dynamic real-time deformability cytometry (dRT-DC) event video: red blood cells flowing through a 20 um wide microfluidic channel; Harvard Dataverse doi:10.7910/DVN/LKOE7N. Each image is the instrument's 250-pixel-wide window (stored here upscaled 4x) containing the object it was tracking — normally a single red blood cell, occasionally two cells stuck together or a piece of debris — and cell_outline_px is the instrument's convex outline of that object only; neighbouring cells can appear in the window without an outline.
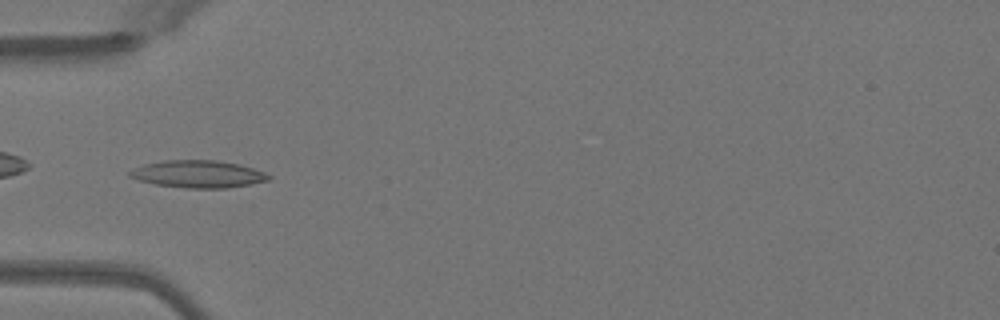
{"species": "Egyptian fruit bat (a non-hibernating species)", "species_latin": "Rousettus aegyptiacus", "temperature_condition": "warm", "stored_images_in_passage": 32, "camera_frame_rate_fps": 3000, "um_per_image_px": 0.085, "animal": {"sex": "female"}, "frame": {"image": 1, "passage_image": 1, "time_ms": 0.0, "image_size_px": [1000, 320], "cell_outline_px": [[272, 176], [268, 180], [252, 184], [228, 188], [188, 188], [156, 184], [140, 180], [128, 176], [128, 172], [144, 164], [164, 160], [216, 160], [240, 164], [264, 172]], "centroid_in_image_um": [16.87, 14.79], "position_along_channel_um": 68.1, "area_um2": 22.02}}
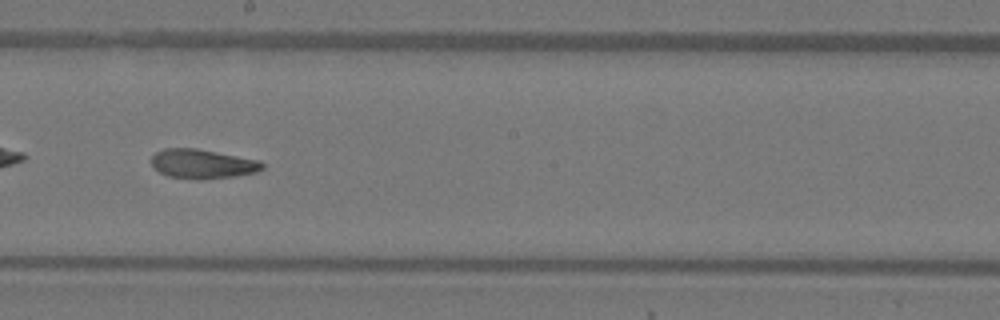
{"frame": {"image": 2, "passage_image": 13, "time_ms": 4.0, "image_size_px": [1000, 320], "cell_outline_px": [[264, 168], [256, 172], [236, 176], [200, 180], [196, 180], [168, 176], [160, 172], [152, 164], [152, 156], [156, 152], [164, 148], [196, 148], [260, 160], [264, 164]], "centroid_in_image_um": [17.23, 13.93], "position_along_channel_um": 231.0, "area_um2": 19.02}}
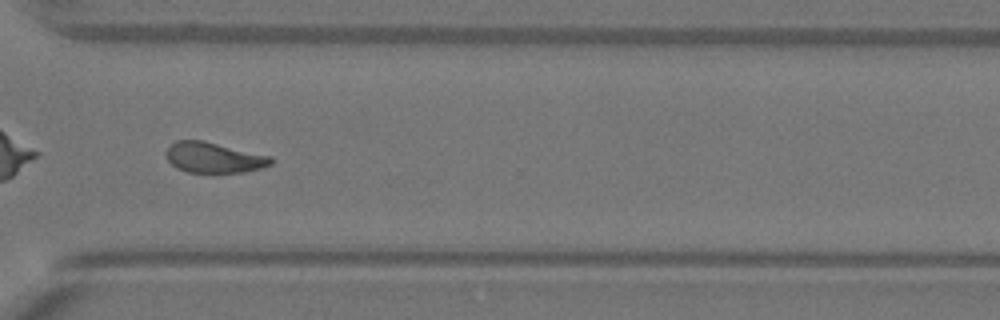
{"frame": {"image": 3, "passage_image": 22, "time_ms": 7.0, "image_size_px": [1000, 320], "cell_outline_px": [[272, 164], [264, 168], [244, 172], [188, 172], [176, 168], [168, 160], [164, 152], [176, 140], [204, 140], [272, 156]], "centroid_in_image_um": [18.2, 13.39], "position_along_channel_um": 352.4, "area_um2": 18.79}, "authors_computed_cell_mechanics": {"area_um2": 19.2763, "velocity_mm_per_s": 4.0653, "shape_relaxation_time_tau1_ms": 8.2346, "shape_relaxation_time_tau2_ms": 2.7594, "deformation_change_tau1": 0.23, "deformation_change_tau2": 0.0921}}